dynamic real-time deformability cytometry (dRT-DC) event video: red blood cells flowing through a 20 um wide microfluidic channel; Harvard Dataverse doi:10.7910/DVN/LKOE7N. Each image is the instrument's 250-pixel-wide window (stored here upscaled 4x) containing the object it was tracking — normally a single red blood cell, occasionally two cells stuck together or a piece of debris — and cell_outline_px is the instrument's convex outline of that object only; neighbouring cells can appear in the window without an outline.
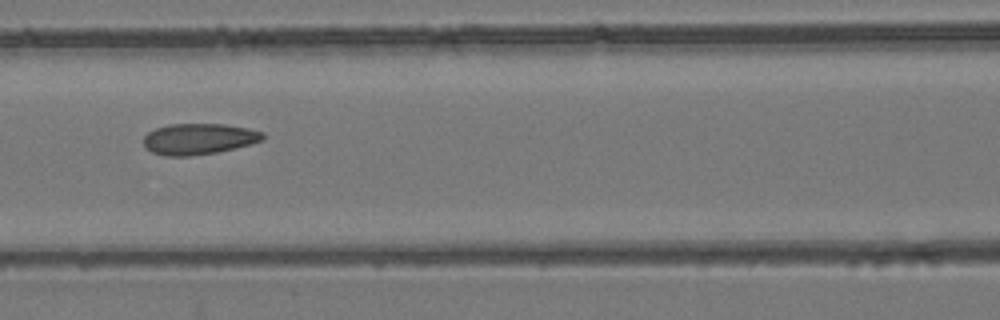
{"species": "common noctule bat (a hibernating species)", "species_latin": "Nyctalus noctula", "temperature_condition": "room temperature", "stored_images_in_passage": 7, "camera_frame_rate_fps": 3000, "um_per_image_px": 0.085, "animal": {"sex": "female", "body_mass_g": 24.6, "forearm_length_mm": 56.2}, "frame": {"image": 1, "passage_image": 7, "time_ms": 2.0, "image_size_px": [1000, 320], "cell_outline_px": [[264, 140], [216, 152], [188, 156], [164, 156], [152, 152], [144, 148], [144, 136], [148, 132], [156, 128], [168, 124], [224, 124], [248, 128], [264, 132]], "centroid_in_image_um": [16.86, 11.8], "position_along_channel_um": 149.7, "area_um2": 21.5}}